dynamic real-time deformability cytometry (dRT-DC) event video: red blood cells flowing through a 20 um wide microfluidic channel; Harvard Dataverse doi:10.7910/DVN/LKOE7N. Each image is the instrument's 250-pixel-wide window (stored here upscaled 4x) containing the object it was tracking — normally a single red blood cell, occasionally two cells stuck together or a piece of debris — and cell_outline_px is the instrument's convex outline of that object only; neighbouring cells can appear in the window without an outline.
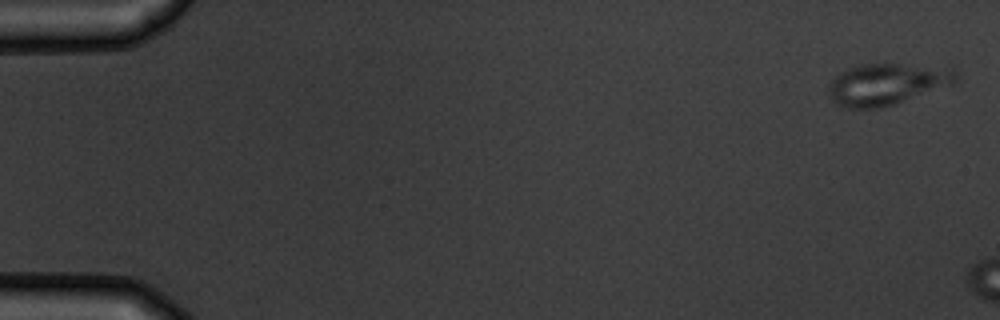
{"species": "common noctule bat (a hibernating species)", "species_latin": "Nyctalus noctula", "temperature_condition": "warm", "stored_images_in_passage": 3, "camera_frame_rate_fps": 3000, "um_per_image_px": 0.085, "animal": {"sex": "male", "body_mass_g": 19.5, "forearm_length_mm": 54.6}, "frame": {"image": 1, "passage_image": 1, "time_ms": 0.0, "image_size_px": [1000, 320], "cell_outline_px": [[956, 80], [952, 84], [880, 108], [848, 108], [836, 104], [832, 100], [828, 92], [828, 84], [840, 72], [848, 68], [860, 64], [900, 64], [952, 68], [956, 72]], "centroid_in_image_um": [75.32, 7.14], "position_along_channel_um": 9.7, "area_um2": 30.35}}